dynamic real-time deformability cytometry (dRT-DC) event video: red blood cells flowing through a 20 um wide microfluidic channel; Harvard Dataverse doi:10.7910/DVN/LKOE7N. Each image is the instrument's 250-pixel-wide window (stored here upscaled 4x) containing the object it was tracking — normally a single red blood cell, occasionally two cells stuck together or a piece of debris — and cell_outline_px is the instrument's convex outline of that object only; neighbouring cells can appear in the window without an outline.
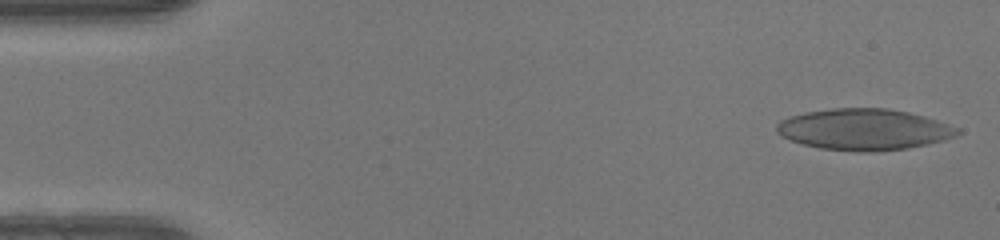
{"species": "human", "species_latin": "Homo sapiens", "temperature_condition": "warm", "stored_images_in_passage": 49, "camera_frame_rate_fps": 3000, "um_per_image_px": 0.085, "donor": {"sex": "female"}, "frame": {"image": 1, "passage_image": 2, "time_ms": 0.333, "image_size_px": [1000, 240], "cell_outline_px": [[960, 132], [956, 136], [944, 140], [908, 148], [876, 152], [860, 152], [820, 148], [804, 144], [792, 140], [776, 132], [776, 124], [780, 120], [788, 116], [808, 112], [832, 108], [884, 108], [908, 112], [924, 116], [960, 128]], "centroid_in_image_um": [73.45, 11.0], "position_along_channel_um": 11.6, "area_um2": 43.35}}
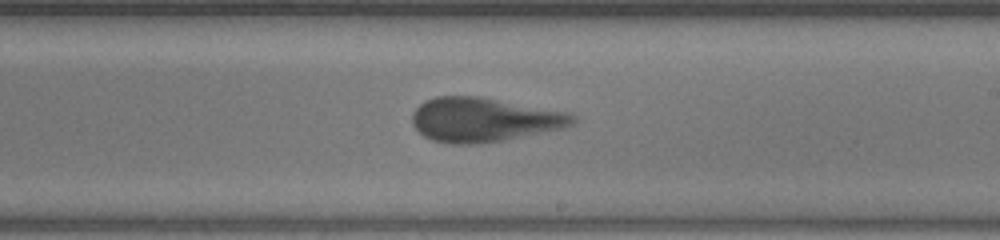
{"frame": {"image": 2, "passage_image": 29, "time_ms": 9.333, "image_size_px": [1000, 240], "cell_outline_px": [[576, 120], [572, 124], [560, 128], [504, 140], [476, 144], [452, 144], [432, 140], [424, 136], [412, 124], [412, 112], [424, 100], [436, 96], [484, 96], [568, 112], [576, 116]], "centroid_in_image_um": [41.1, 10.15], "position_along_channel_um": 247.9, "area_um2": 41.44}}
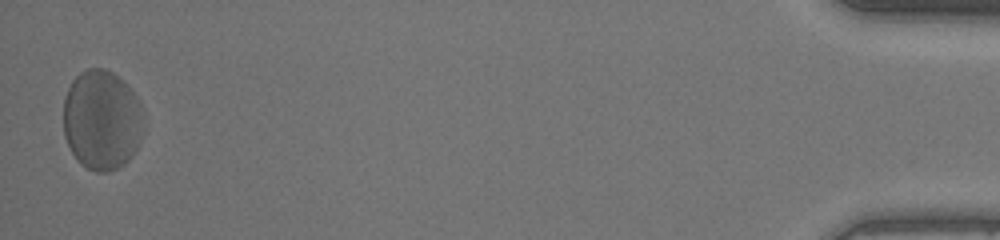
{"frame": {"image": 3, "passage_image": 49, "time_ms": 16.0, "image_size_px": [1000, 240], "cell_outline_px": [[144, 132], [136, 148], [128, 160], [124, 164], [108, 172], [96, 172], [80, 164], [72, 152], [64, 136], [64, 96], [72, 80], [80, 72], [88, 68], [104, 68], [112, 72], [128, 84], [136, 96], [140, 104], [144, 116]], "centroid_in_image_um": [8.67, 10.18], "position_along_channel_um": 426.5, "area_um2": 47.16}, "authors_computed_cell_mechanics": {"area_um2": 40.8646, "velocity_mm_per_s": 4.1127, "shape_relaxation_time_tau1_ms": 3.785, "shape_relaxation_time_tau2_ms": 1.0127, "deformation_change_tau1": 0.1584, "deformation_change_tau2": 0.0832}}